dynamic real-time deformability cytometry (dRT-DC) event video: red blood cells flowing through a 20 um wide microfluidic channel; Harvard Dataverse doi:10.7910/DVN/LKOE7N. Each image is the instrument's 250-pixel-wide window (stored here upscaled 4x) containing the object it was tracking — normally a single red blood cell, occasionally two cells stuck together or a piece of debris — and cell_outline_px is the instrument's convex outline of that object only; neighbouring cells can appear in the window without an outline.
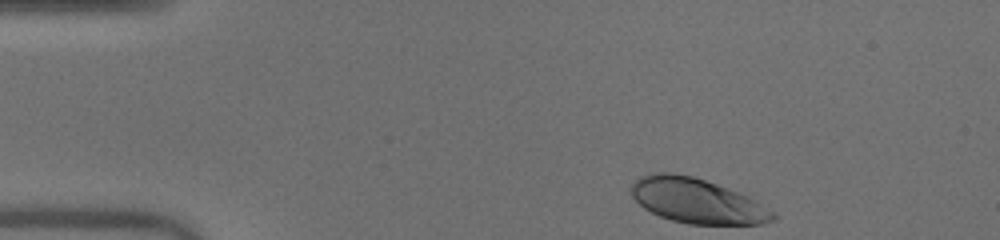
{"species": "human", "species_latin": "Homo sapiens", "temperature_condition": "warm", "stored_images_in_passage": 41, "camera_frame_rate_fps": 3000, "um_per_image_px": 0.085, "donor": {"sex": "male"}, "frame": {"image": 1, "passage_image": 1, "time_ms": 0.0, "image_size_px": [1000, 240], "cell_outline_px": [[776, 216], [772, 220], [764, 224], [688, 224], [672, 220], [660, 216], [644, 208], [632, 196], [632, 184], [640, 176], [656, 172], [668, 172], [692, 176], [728, 188], [748, 196], [776, 212]], "centroid_in_image_um": [59.26, 17.07], "position_along_channel_um": 25.7, "area_um2": 36.76}}
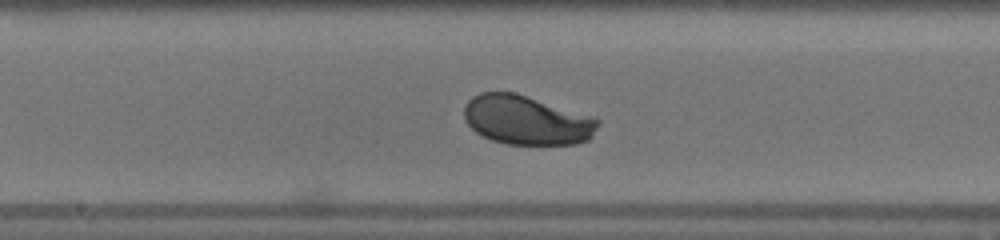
{"frame": {"image": 2, "passage_image": 20, "time_ms": 6.333, "image_size_px": [1000, 240], "cell_outline_px": [[600, 124], [592, 136], [588, 140], [576, 144], [508, 144], [492, 140], [476, 132], [464, 120], [464, 104], [472, 96], [480, 92], [516, 92], [596, 116], [600, 120]], "centroid_in_image_um": [44.8, 10.19], "position_along_channel_um": 203.4, "area_um2": 38.96}}
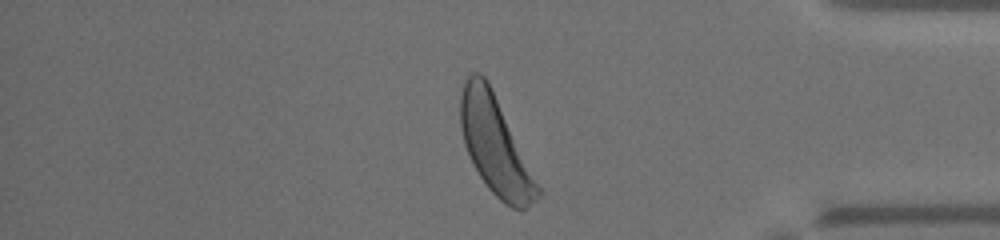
{"frame": {"image": 3, "passage_image": 36, "time_ms": 11.667, "image_size_px": [1000, 240], "cell_outline_px": [[544, 192], [540, 196], [520, 212], [504, 204], [488, 188], [472, 164], [464, 144], [460, 128], [460, 96], [464, 80], [472, 72], [480, 72], [488, 80]], "centroid_in_image_um": [42.11, 12.38], "position_along_channel_um": 393.1, "area_um2": 44.45}, "authors_computed_cell_mechanics": {"area_um2": 38.5526, "velocity_mm_per_s": 4.0172, "shape_relaxation_time_tau1_ms": 1.8515, "shape_relaxation_time_tau2_ms": null, "deformation_change_tau1": 0.125, "deformation_change_tau2": null}}